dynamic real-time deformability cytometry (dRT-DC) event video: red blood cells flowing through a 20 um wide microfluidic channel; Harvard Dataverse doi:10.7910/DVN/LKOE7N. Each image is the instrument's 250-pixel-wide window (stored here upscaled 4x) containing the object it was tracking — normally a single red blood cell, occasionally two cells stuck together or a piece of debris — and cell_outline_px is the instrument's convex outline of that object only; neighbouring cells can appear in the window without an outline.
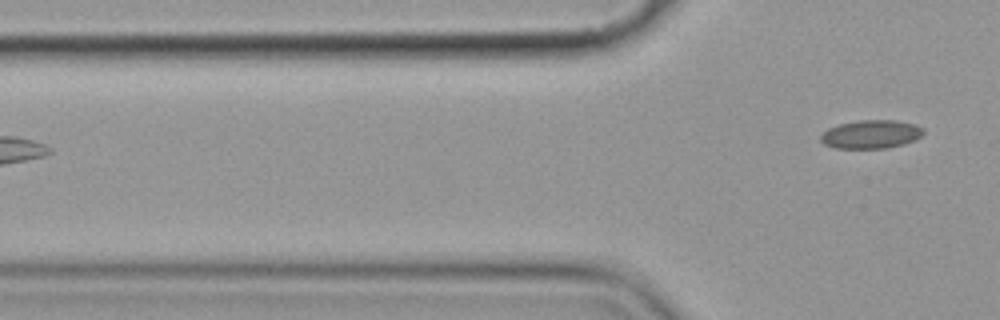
{"species": "common noctule bat (a hibernating species)", "species_latin": "Nyctalus noctula", "temperature_condition": "cold", "stored_images_in_passage": 3, "segment_of_instrument_passage": [2, 2], "camera_frame_rate_fps": 3000, "um_per_image_px": 0.085, "animal": {"sex": "female", "body_mass_g": 19.9}, "frame": {"image": 1, "passage_image": 3, "time_ms": 3.0, "image_size_px": [1000, 320], "cell_outline_px": [[924, 132], [916, 140], [904, 144], [888, 148], [836, 148], [824, 144], [820, 140], [820, 136], [828, 128], [840, 124], [860, 120], [896, 120], [916, 124], [924, 128]], "centroid_in_image_um": [74.07, 11.41], "position_along_channel_um": 51.7, "area_um2": 17.11}}